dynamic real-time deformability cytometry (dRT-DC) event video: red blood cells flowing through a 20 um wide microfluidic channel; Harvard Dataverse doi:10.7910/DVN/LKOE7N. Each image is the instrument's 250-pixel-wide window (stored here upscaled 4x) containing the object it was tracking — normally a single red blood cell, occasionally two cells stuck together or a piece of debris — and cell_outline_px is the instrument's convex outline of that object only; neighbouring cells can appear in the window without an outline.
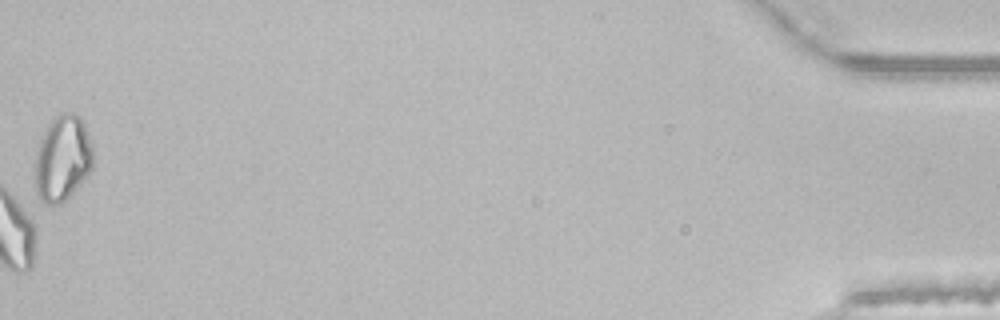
{"species": "common noctule bat (a hibernating species)", "species_latin": "Nyctalus noctula", "temperature_condition": "room temperature", "stored_images_in_passage": 50, "camera_frame_rate_fps": 3000, "um_per_image_px": 0.085, "animal": {"sex": "male", "body_mass_g": 21.5, "forearm_length_mm": 52.0}, "frame": {"image": 1, "passage_image": 50, "time_ms": 16.333, "image_size_px": [1000, 320], "cell_outline_px": [[92, 168], [72, 192], [60, 204], [44, 204], [40, 200], [36, 192], [36, 148], [48, 124], [60, 112], [72, 112], [80, 116], [84, 124], [92, 144]], "centroid_in_image_um": [5.3, 13.43], "position_along_channel_um": 429.9, "area_um2": 28.73}, "authors_computed_cell_mechanics": {"area_um2": 18.4671, "velocity_mm_per_s": 4.1114, "shape_relaxation_time_tau1_ms": null, "shape_relaxation_time_tau2_ms": 1.5856, "deformation_change_tau1": null, "deformation_change_tau2": 0.0692}}